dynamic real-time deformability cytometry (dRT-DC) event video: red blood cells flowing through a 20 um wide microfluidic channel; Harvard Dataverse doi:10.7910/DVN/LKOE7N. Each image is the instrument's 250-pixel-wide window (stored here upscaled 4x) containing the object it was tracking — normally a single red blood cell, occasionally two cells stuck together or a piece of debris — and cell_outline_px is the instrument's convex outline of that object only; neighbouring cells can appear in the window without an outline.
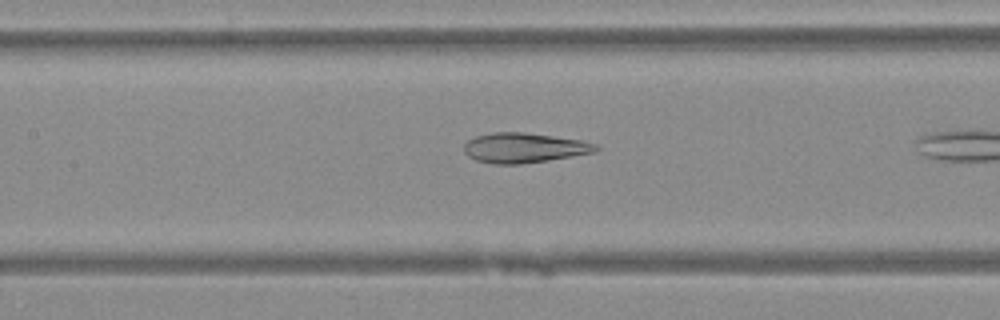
{"species": "Egyptian fruit bat (a non-hibernating species)", "species_latin": "Rousettus aegyptiacus", "temperature_condition": "warm", "stored_images_in_passage": 9, "camera_frame_rate_fps": 3000, "um_per_image_px": 0.085, "animal": {"sex": "female"}, "frame": {"image": 1, "passage_image": 8, "time_ms": 2.333, "image_size_px": [1000, 320], "cell_outline_px": [[600, 148], [592, 152], [572, 156], [548, 160], [520, 164], [492, 164], [476, 160], [468, 156], [464, 152], [464, 144], [468, 140], [476, 136], [492, 132], [524, 132], [580, 140], [596, 144]], "centroid_in_image_um": [44.5, 12.56], "position_along_channel_um": 162.9, "area_um2": 22.83}}